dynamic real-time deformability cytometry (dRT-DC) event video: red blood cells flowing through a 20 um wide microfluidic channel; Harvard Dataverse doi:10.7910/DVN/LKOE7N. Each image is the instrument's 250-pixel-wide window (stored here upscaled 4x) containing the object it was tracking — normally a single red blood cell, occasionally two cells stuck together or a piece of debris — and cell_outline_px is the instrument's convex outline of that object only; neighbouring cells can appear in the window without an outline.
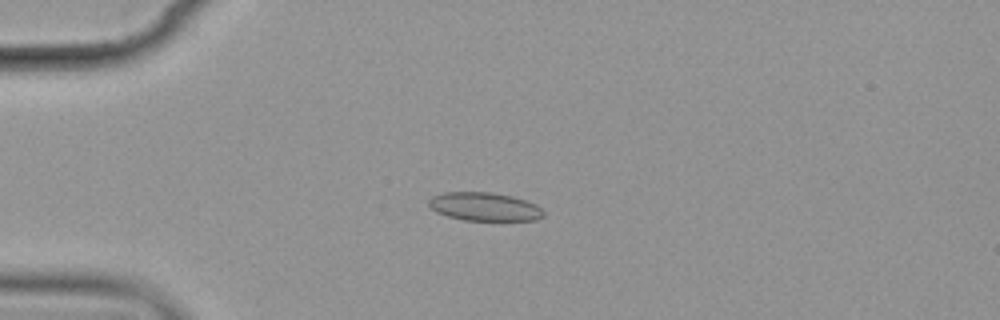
{"species": "common noctule bat (a hibernating species)", "species_latin": "Nyctalus noctula", "temperature_condition": "cold", "stored_images_in_passage": 6, "camera_frame_rate_fps": 3000, "um_per_image_px": 0.085, "animal": {"sex": "female", "body_mass_g": 19.9}, "frame": {"image": 1, "passage_image": 4, "time_ms": 4.333, "image_size_px": [1000, 320], "cell_outline_px": [[544, 216], [536, 220], [464, 220], [448, 216], [436, 212], [428, 204], [428, 200], [432, 196], [444, 192], [492, 192], [512, 196], [536, 204], [544, 212]], "centroid_in_image_um": [41.17, 17.56], "position_along_channel_um": 43.8, "area_um2": 18.96}}
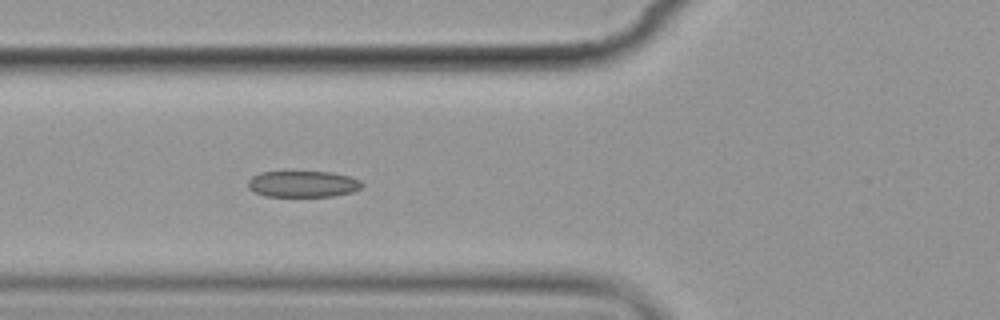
{"frame": {"image": 2, "passage_image": 6, "time_ms": 6.667, "image_size_px": [1000, 320], "cell_outline_px": [[364, 184], [360, 188], [352, 192], [332, 196], [264, 196], [248, 188], [248, 180], [252, 176], [260, 172], [284, 168], [332, 172], [348, 176], [360, 180]], "centroid_in_image_um": [25.69, 15.57], "position_along_channel_um": 100.1, "area_um2": 18.44}}